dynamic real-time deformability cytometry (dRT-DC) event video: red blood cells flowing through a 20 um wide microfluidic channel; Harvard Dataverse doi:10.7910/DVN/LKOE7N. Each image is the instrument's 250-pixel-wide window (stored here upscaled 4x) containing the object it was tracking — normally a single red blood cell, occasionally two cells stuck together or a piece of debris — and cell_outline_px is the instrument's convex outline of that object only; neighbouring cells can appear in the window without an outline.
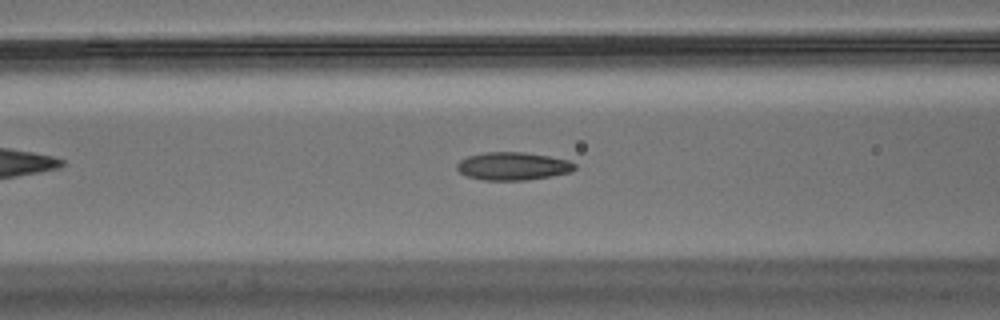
{"species": "Egyptian fruit bat (a non-hibernating species)", "species_latin": "Rousettus aegyptiacus", "temperature_condition": "warm", "stored_images_in_passage": 41, "camera_frame_rate_fps": 3000, "um_per_image_px": 0.085, "animal": {"sex": "male"}, "frame": {"image": 1, "passage_image": 5, "time_ms": 1.333, "image_size_px": [1000, 320], "cell_outline_px": [[576, 168], [572, 172], [552, 176], [524, 180], [484, 180], [468, 176], [460, 172], [456, 168], [456, 164], [460, 160], [468, 156], [484, 152], [524, 152], [548, 156], [568, 160], [576, 164]], "centroid_in_image_um": [43.61, 14.12], "position_along_channel_um": 123.0, "area_um2": 19.19}}
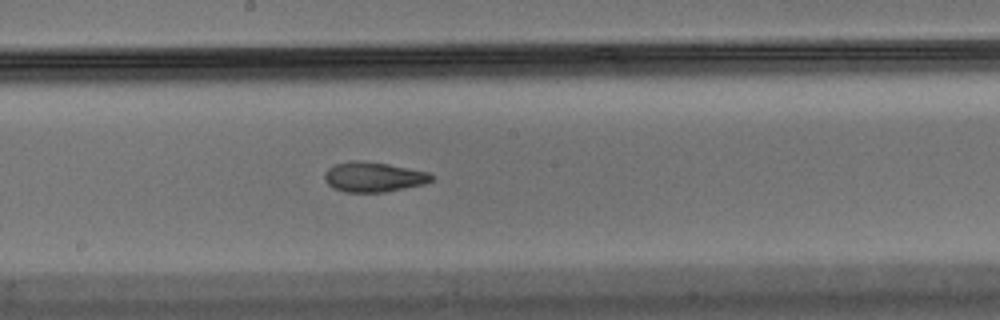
{"frame": {"image": 2, "passage_image": 13, "time_ms": 4.0, "image_size_px": [1000, 320], "cell_outline_px": [[432, 180], [420, 184], [384, 192], [344, 192], [332, 188], [324, 180], [324, 176], [328, 168], [336, 164], [356, 160], [364, 160], [388, 164], [428, 172], [432, 176]], "centroid_in_image_um": [31.68, 15.04], "position_along_channel_um": 216.5, "area_um2": 18.38}}
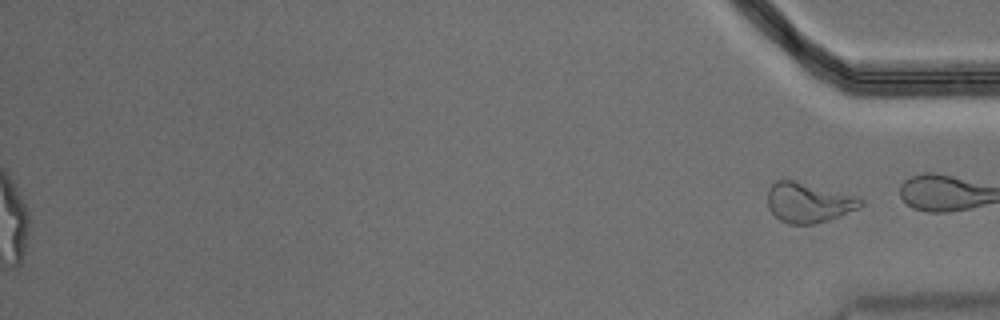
{"frame": {"image": 3, "passage_image": 41, "time_ms": 13.333, "image_size_px": [1000, 320], "cell_outline_px": [[864, 204], [840, 216], [828, 220], [812, 224], [788, 224], [780, 220], [768, 208], [768, 192], [772, 184], [776, 180], [792, 180], [856, 196], [864, 200]], "centroid_in_image_um": [68.71, 17.23], "position_along_channel_um": 366.5, "area_um2": 21.33}}